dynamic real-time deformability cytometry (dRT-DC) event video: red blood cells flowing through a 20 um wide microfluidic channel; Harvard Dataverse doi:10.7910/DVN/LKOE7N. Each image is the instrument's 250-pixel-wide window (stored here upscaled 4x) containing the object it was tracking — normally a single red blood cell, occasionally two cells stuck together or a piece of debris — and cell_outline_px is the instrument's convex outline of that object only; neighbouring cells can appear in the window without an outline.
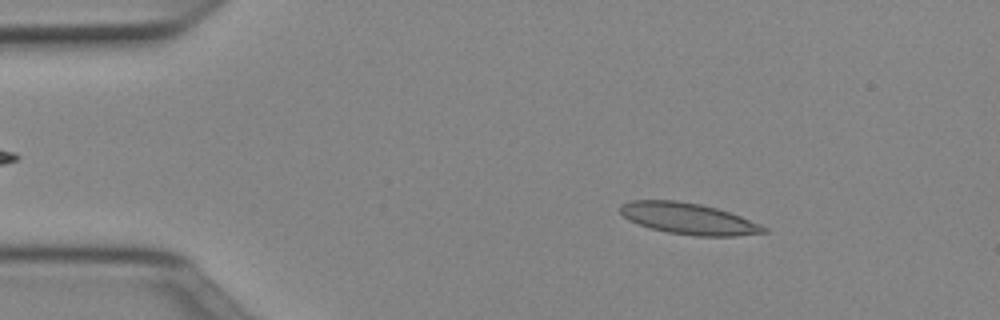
{"species": "Egyptian fruit bat (a non-hibernating species)", "species_latin": "Rousettus aegyptiacus", "temperature_condition": "cold", "stored_images_in_passage": 49, "camera_frame_rate_fps": 3000, "um_per_image_px": 0.085, "animal": {"sex": "female"}, "frame": {"image": 1, "passage_image": 7, "time_ms": 2.0, "image_size_px": [1000, 320], "cell_outline_px": [[768, 232], [736, 236], [696, 236], [668, 232], [652, 228], [628, 220], [620, 212], [620, 204], [632, 200], [676, 200], [700, 204], [716, 208], [740, 216], [760, 224], [768, 228]], "centroid_in_image_um": [58.53, 18.58], "position_along_channel_um": 26.5, "area_um2": 26.01}}
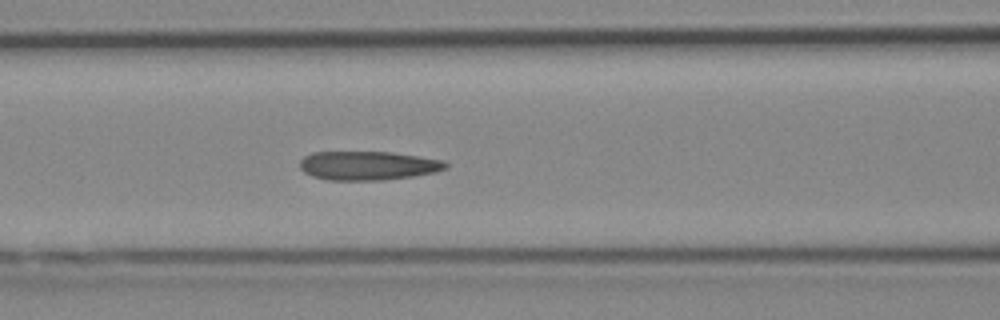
{"frame": {"image": 2, "passage_image": 20, "time_ms": 6.333, "image_size_px": [1000, 320], "cell_outline_px": [[448, 168], [436, 172], [412, 176], [380, 180], [328, 180], [312, 176], [304, 172], [300, 168], [300, 160], [304, 156], [312, 152], [392, 152], [444, 160], [448, 164]], "centroid_in_image_um": [31.28, 14.07], "position_along_channel_um": 135.3, "area_um2": 24.62}}
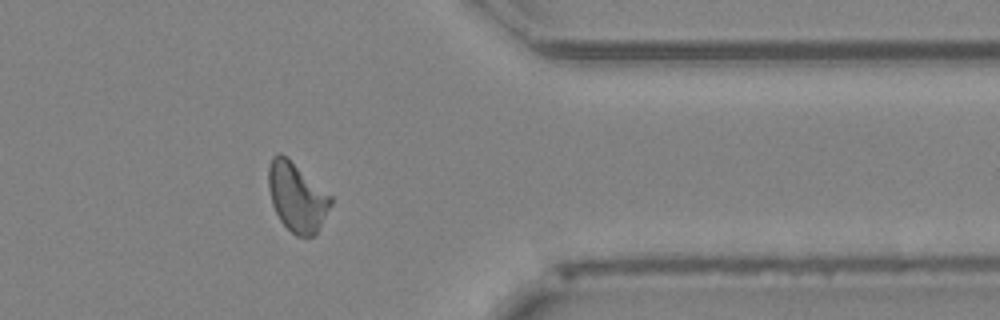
{"frame": {"image": 3, "passage_image": 40, "time_ms": 13.0, "image_size_px": [1000, 320], "cell_outline_px": [[332, 204], [316, 232], [312, 236], [296, 236], [280, 220], [272, 204], [268, 188], [268, 164], [272, 156], [280, 152], [332, 196]], "centroid_in_image_um": [25.21, 16.74], "position_along_channel_um": 386.2, "area_um2": 24.62}, "authors_computed_cell_mechanics": {"area_um2": 24.6806, "velocity_mm_per_s": 3.979, "shape_relaxation_time_tau1_ms": null, "shape_relaxation_time_tau2_ms": 2.5539, "deformation_change_tau1": null, "deformation_change_tau2": 0.1042}}